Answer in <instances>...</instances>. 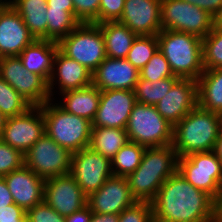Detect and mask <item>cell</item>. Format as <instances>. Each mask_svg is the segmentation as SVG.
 Segmentation results:
<instances>
[{"mask_svg": "<svg viewBox=\"0 0 222 222\" xmlns=\"http://www.w3.org/2000/svg\"><path fill=\"white\" fill-rule=\"evenodd\" d=\"M176 77L164 57L158 50L147 64L139 71V78L155 82L164 78Z\"/></svg>", "mask_w": 222, "mask_h": 222, "instance_id": "35", "label": "cell"}, {"mask_svg": "<svg viewBox=\"0 0 222 222\" xmlns=\"http://www.w3.org/2000/svg\"><path fill=\"white\" fill-rule=\"evenodd\" d=\"M35 40L19 13L6 0L0 6V58L18 56Z\"/></svg>", "mask_w": 222, "mask_h": 222, "instance_id": "17", "label": "cell"}, {"mask_svg": "<svg viewBox=\"0 0 222 222\" xmlns=\"http://www.w3.org/2000/svg\"><path fill=\"white\" fill-rule=\"evenodd\" d=\"M119 22L138 36L157 35L162 30L161 0H125Z\"/></svg>", "mask_w": 222, "mask_h": 222, "instance_id": "20", "label": "cell"}, {"mask_svg": "<svg viewBox=\"0 0 222 222\" xmlns=\"http://www.w3.org/2000/svg\"><path fill=\"white\" fill-rule=\"evenodd\" d=\"M0 76L31 106H41L51 100L48 82L28 71L19 56L0 58Z\"/></svg>", "mask_w": 222, "mask_h": 222, "instance_id": "11", "label": "cell"}, {"mask_svg": "<svg viewBox=\"0 0 222 222\" xmlns=\"http://www.w3.org/2000/svg\"><path fill=\"white\" fill-rule=\"evenodd\" d=\"M216 219H217L219 222H222V194H221L219 200L217 201Z\"/></svg>", "mask_w": 222, "mask_h": 222, "instance_id": "49", "label": "cell"}, {"mask_svg": "<svg viewBox=\"0 0 222 222\" xmlns=\"http://www.w3.org/2000/svg\"><path fill=\"white\" fill-rule=\"evenodd\" d=\"M195 188L216 202L222 194V164L214 151L196 152L178 158V169Z\"/></svg>", "mask_w": 222, "mask_h": 222, "instance_id": "8", "label": "cell"}, {"mask_svg": "<svg viewBox=\"0 0 222 222\" xmlns=\"http://www.w3.org/2000/svg\"><path fill=\"white\" fill-rule=\"evenodd\" d=\"M58 43L51 40H35L18 56L23 66L30 72L36 73L49 82L58 51Z\"/></svg>", "mask_w": 222, "mask_h": 222, "instance_id": "23", "label": "cell"}, {"mask_svg": "<svg viewBox=\"0 0 222 222\" xmlns=\"http://www.w3.org/2000/svg\"><path fill=\"white\" fill-rule=\"evenodd\" d=\"M128 142L129 138L125 129L92 127L88 148L112 160Z\"/></svg>", "mask_w": 222, "mask_h": 222, "instance_id": "28", "label": "cell"}, {"mask_svg": "<svg viewBox=\"0 0 222 222\" xmlns=\"http://www.w3.org/2000/svg\"><path fill=\"white\" fill-rule=\"evenodd\" d=\"M119 222H154L151 202L137 201L119 214Z\"/></svg>", "mask_w": 222, "mask_h": 222, "instance_id": "37", "label": "cell"}, {"mask_svg": "<svg viewBox=\"0 0 222 222\" xmlns=\"http://www.w3.org/2000/svg\"><path fill=\"white\" fill-rule=\"evenodd\" d=\"M198 106L222 115V69H208L197 79Z\"/></svg>", "mask_w": 222, "mask_h": 222, "instance_id": "27", "label": "cell"}, {"mask_svg": "<svg viewBox=\"0 0 222 222\" xmlns=\"http://www.w3.org/2000/svg\"><path fill=\"white\" fill-rule=\"evenodd\" d=\"M92 85V73L84 66L64 55L59 49L54 58L53 72L48 82L51 100L69 90Z\"/></svg>", "mask_w": 222, "mask_h": 222, "instance_id": "18", "label": "cell"}, {"mask_svg": "<svg viewBox=\"0 0 222 222\" xmlns=\"http://www.w3.org/2000/svg\"><path fill=\"white\" fill-rule=\"evenodd\" d=\"M154 222H211L217 202L195 188L177 170L159 188L151 201Z\"/></svg>", "mask_w": 222, "mask_h": 222, "instance_id": "1", "label": "cell"}, {"mask_svg": "<svg viewBox=\"0 0 222 222\" xmlns=\"http://www.w3.org/2000/svg\"><path fill=\"white\" fill-rule=\"evenodd\" d=\"M178 169L172 145L146 148L140 165L126 178L137 201L151 202L161 185Z\"/></svg>", "mask_w": 222, "mask_h": 222, "instance_id": "3", "label": "cell"}, {"mask_svg": "<svg viewBox=\"0 0 222 222\" xmlns=\"http://www.w3.org/2000/svg\"><path fill=\"white\" fill-rule=\"evenodd\" d=\"M157 51V35L137 36L125 59L140 71Z\"/></svg>", "mask_w": 222, "mask_h": 222, "instance_id": "32", "label": "cell"}, {"mask_svg": "<svg viewBox=\"0 0 222 222\" xmlns=\"http://www.w3.org/2000/svg\"><path fill=\"white\" fill-rule=\"evenodd\" d=\"M6 0H0V6L5 2Z\"/></svg>", "mask_w": 222, "mask_h": 222, "instance_id": "51", "label": "cell"}, {"mask_svg": "<svg viewBox=\"0 0 222 222\" xmlns=\"http://www.w3.org/2000/svg\"><path fill=\"white\" fill-rule=\"evenodd\" d=\"M213 28L222 29V6L213 16Z\"/></svg>", "mask_w": 222, "mask_h": 222, "instance_id": "48", "label": "cell"}, {"mask_svg": "<svg viewBox=\"0 0 222 222\" xmlns=\"http://www.w3.org/2000/svg\"><path fill=\"white\" fill-rule=\"evenodd\" d=\"M101 91L90 85L76 90H69L58 95L54 101L66 112L92 122L98 110Z\"/></svg>", "mask_w": 222, "mask_h": 222, "instance_id": "24", "label": "cell"}, {"mask_svg": "<svg viewBox=\"0 0 222 222\" xmlns=\"http://www.w3.org/2000/svg\"><path fill=\"white\" fill-rule=\"evenodd\" d=\"M213 151L219 159H222V130L219 133V136L216 140V144Z\"/></svg>", "mask_w": 222, "mask_h": 222, "instance_id": "47", "label": "cell"}, {"mask_svg": "<svg viewBox=\"0 0 222 222\" xmlns=\"http://www.w3.org/2000/svg\"><path fill=\"white\" fill-rule=\"evenodd\" d=\"M32 106L0 76V110L7 117L25 113Z\"/></svg>", "mask_w": 222, "mask_h": 222, "instance_id": "33", "label": "cell"}, {"mask_svg": "<svg viewBox=\"0 0 222 222\" xmlns=\"http://www.w3.org/2000/svg\"><path fill=\"white\" fill-rule=\"evenodd\" d=\"M146 147L128 142L124 145L111 160L114 176L127 177L140 165Z\"/></svg>", "mask_w": 222, "mask_h": 222, "instance_id": "30", "label": "cell"}, {"mask_svg": "<svg viewBox=\"0 0 222 222\" xmlns=\"http://www.w3.org/2000/svg\"><path fill=\"white\" fill-rule=\"evenodd\" d=\"M125 130L130 142L146 148L168 146L173 142V126L153 105L136 102Z\"/></svg>", "mask_w": 222, "mask_h": 222, "instance_id": "6", "label": "cell"}, {"mask_svg": "<svg viewBox=\"0 0 222 222\" xmlns=\"http://www.w3.org/2000/svg\"><path fill=\"white\" fill-rule=\"evenodd\" d=\"M136 102L133 90L101 91L99 106L92 120V127L125 129Z\"/></svg>", "mask_w": 222, "mask_h": 222, "instance_id": "15", "label": "cell"}, {"mask_svg": "<svg viewBox=\"0 0 222 222\" xmlns=\"http://www.w3.org/2000/svg\"><path fill=\"white\" fill-rule=\"evenodd\" d=\"M72 154L46 133L24 154V165L47 179L70 173Z\"/></svg>", "mask_w": 222, "mask_h": 222, "instance_id": "10", "label": "cell"}, {"mask_svg": "<svg viewBox=\"0 0 222 222\" xmlns=\"http://www.w3.org/2000/svg\"><path fill=\"white\" fill-rule=\"evenodd\" d=\"M157 40L158 50L168 61L173 74L180 79L197 81L204 72L202 38L162 29Z\"/></svg>", "mask_w": 222, "mask_h": 222, "instance_id": "4", "label": "cell"}, {"mask_svg": "<svg viewBox=\"0 0 222 222\" xmlns=\"http://www.w3.org/2000/svg\"><path fill=\"white\" fill-rule=\"evenodd\" d=\"M125 0H100L98 24L119 21L124 9Z\"/></svg>", "mask_w": 222, "mask_h": 222, "instance_id": "40", "label": "cell"}, {"mask_svg": "<svg viewBox=\"0 0 222 222\" xmlns=\"http://www.w3.org/2000/svg\"><path fill=\"white\" fill-rule=\"evenodd\" d=\"M27 222H65V217L61 216L51 206L44 201L26 211Z\"/></svg>", "mask_w": 222, "mask_h": 222, "instance_id": "39", "label": "cell"}, {"mask_svg": "<svg viewBox=\"0 0 222 222\" xmlns=\"http://www.w3.org/2000/svg\"><path fill=\"white\" fill-rule=\"evenodd\" d=\"M137 202L131 193L126 177H109L105 183L87 197L92 213L119 215L124 209Z\"/></svg>", "mask_w": 222, "mask_h": 222, "instance_id": "16", "label": "cell"}, {"mask_svg": "<svg viewBox=\"0 0 222 222\" xmlns=\"http://www.w3.org/2000/svg\"><path fill=\"white\" fill-rule=\"evenodd\" d=\"M222 130V115L198 105L173 127L172 147L177 157L213 151Z\"/></svg>", "mask_w": 222, "mask_h": 222, "instance_id": "2", "label": "cell"}, {"mask_svg": "<svg viewBox=\"0 0 222 222\" xmlns=\"http://www.w3.org/2000/svg\"><path fill=\"white\" fill-rule=\"evenodd\" d=\"M197 105V81L179 78L155 107L158 113L174 127Z\"/></svg>", "mask_w": 222, "mask_h": 222, "instance_id": "19", "label": "cell"}, {"mask_svg": "<svg viewBox=\"0 0 222 222\" xmlns=\"http://www.w3.org/2000/svg\"><path fill=\"white\" fill-rule=\"evenodd\" d=\"M98 25L104 37L106 56L115 59L126 58L138 35L119 21H109Z\"/></svg>", "mask_w": 222, "mask_h": 222, "instance_id": "26", "label": "cell"}, {"mask_svg": "<svg viewBox=\"0 0 222 222\" xmlns=\"http://www.w3.org/2000/svg\"><path fill=\"white\" fill-rule=\"evenodd\" d=\"M59 50L91 73L105 60L104 37L98 24L80 23L58 42Z\"/></svg>", "mask_w": 222, "mask_h": 222, "instance_id": "7", "label": "cell"}, {"mask_svg": "<svg viewBox=\"0 0 222 222\" xmlns=\"http://www.w3.org/2000/svg\"><path fill=\"white\" fill-rule=\"evenodd\" d=\"M139 71L125 58L106 57L92 72V85L100 91L133 90L138 82Z\"/></svg>", "mask_w": 222, "mask_h": 222, "instance_id": "21", "label": "cell"}, {"mask_svg": "<svg viewBox=\"0 0 222 222\" xmlns=\"http://www.w3.org/2000/svg\"><path fill=\"white\" fill-rule=\"evenodd\" d=\"M45 133L71 153L89 146L92 122L66 112L54 100L41 105Z\"/></svg>", "mask_w": 222, "mask_h": 222, "instance_id": "5", "label": "cell"}, {"mask_svg": "<svg viewBox=\"0 0 222 222\" xmlns=\"http://www.w3.org/2000/svg\"><path fill=\"white\" fill-rule=\"evenodd\" d=\"M16 205L25 211L43 202L45 179L23 165L3 176Z\"/></svg>", "mask_w": 222, "mask_h": 222, "instance_id": "22", "label": "cell"}, {"mask_svg": "<svg viewBox=\"0 0 222 222\" xmlns=\"http://www.w3.org/2000/svg\"><path fill=\"white\" fill-rule=\"evenodd\" d=\"M36 40H47V0H7Z\"/></svg>", "mask_w": 222, "mask_h": 222, "instance_id": "25", "label": "cell"}, {"mask_svg": "<svg viewBox=\"0 0 222 222\" xmlns=\"http://www.w3.org/2000/svg\"><path fill=\"white\" fill-rule=\"evenodd\" d=\"M74 15L80 23L98 24L100 0H73Z\"/></svg>", "mask_w": 222, "mask_h": 222, "instance_id": "38", "label": "cell"}, {"mask_svg": "<svg viewBox=\"0 0 222 222\" xmlns=\"http://www.w3.org/2000/svg\"><path fill=\"white\" fill-rule=\"evenodd\" d=\"M214 16L222 6V0H183Z\"/></svg>", "mask_w": 222, "mask_h": 222, "instance_id": "42", "label": "cell"}, {"mask_svg": "<svg viewBox=\"0 0 222 222\" xmlns=\"http://www.w3.org/2000/svg\"><path fill=\"white\" fill-rule=\"evenodd\" d=\"M47 17V40L57 43L80 24L75 18L74 11L47 7Z\"/></svg>", "mask_w": 222, "mask_h": 222, "instance_id": "29", "label": "cell"}, {"mask_svg": "<svg viewBox=\"0 0 222 222\" xmlns=\"http://www.w3.org/2000/svg\"><path fill=\"white\" fill-rule=\"evenodd\" d=\"M24 165V155L0 139V177Z\"/></svg>", "mask_w": 222, "mask_h": 222, "instance_id": "36", "label": "cell"}, {"mask_svg": "<svg viewBox=\"0 0 222 222\" xmlns=\"http://www.w3.org/2000/svg\"><path fill=\"white\" fill-rule=\"evenodd\" d=\"M0 222H27L26 211L12 203L0 209Z\"/></svg>", "mask_w": 222, "mask_h": 222, "instance_id": "41", "label": "cell"}, {"mask_svg": "<svg viewBox=\"0 0 222 222\" xmlns=\"http://www.w3.org/2000/svg\"><path fill=\"white\" fill-rule=\"evenodd\" d=\"M91 222H119V215L92 213Z\"/></svg>", "mask_w": 222, "mask_h": 222, "instance_id": "46", "label": "cell"}, {"mask_svg": "<svg viewBox=\"0 0 222 222\" xmlns=\"http://www.w3.org/2000/svg\"><path fill=\"white\" fill-rule=\"evenodd\" d=\"M92 211L89 206L86 205L81 210L75 211L69 216L65 217V222H91Z\"/></svg>", "mask_w": 222, "mask_h": 222, "instance_id": "43", "label": "cell"}, {"mask_svg": "<svg viewBox=\"0 0 222 222\" xmlns=\"http://www.w3.org/2000/svg\"><path fill=\"white\" fill-rule=\"evenodd\" d=\"M178 79V77H169L150 82L147 79L138 78L134 89L136 101L146 105L156 106Z\"/></svg>", "mask_w": 222, "mask_h": 222, "instance_id": "31", "label": "cell"}, {"mask_svg": "<svg viewBox=\"0 0 222 222\" xmlns=\"http://www.w3.org/2000/svg\"><path fill=\"white\" fill-rule=\"evenodd\" d=\"M70 174L88 197L113 175L111 160L87 147L72 154Z\"/></svg>", "mask_w": 222, "mask_h": 222, "instance_id": "12", "label": "cell"}, {"mask_svg": "<svg viewBox=\"0 0 222 222\" xmlns=\"http://www.w3.org/2000/svg\"><path fill=\"white\" fill-rule=\"evenodd\" d=\"M47 6L51 7V9L74 11L73 0H47Z\"/></svg>", "mask_w": 222, "mask_h": 222, "instance_id": "45", "label": "cell"}, {"mask_svg": "<svg viewBox=\"0 0 222 222\" xmlns=\"http://www.w3.org/2000/svg\"><path fill=\"white\" fill-rule=\"evenodd\" d=\"M44 133L41 107L32 106L21 115L7 118L0 139L24 155Z\"/></svg>", "mask_w": 222, "mask_h": 222, "instance_id": "13", "label": "cell"}, {"mask_svg": "<svg viewBox=\"0 0 222 222\" xmlns=\"http://www.w3.org/2000/svg\"><path fill=\"white\" fill-rule=\"evenodd\" d=\"M6 121H7V117L0 110V138H1L2 133H3V129L6 125Z\"/></svg>", "mask_w": 222, "mask_h": 222, "instance_id": "50", "label": "cell"}, {"mask_svg": "<svg viewBox=\"0 0 222 222\" xmlns=\"http://www.w3.org/2000/svg\"><path fill=\"white\" fill-rule=\"evenodd\" d=\"M204 70L222 69V29L213 28L202 38Z\"/></svg>", "mask_w": 222, "mask_h": 222, "instance_id": "34", "label": "cell"}, {"mask_svg": "<svg viewBox=\"0 0 222 222\" xmlns=\"http://www.w3.org/2000/svg\"><path fill=\"white\" fill-rule=\"evenodd\" d=\"M43 201L66 217L84 208L87 196L69 173L45 179Z\"/></svg>", "mask_w": 222, "mask_h": 222, "instance_id": "14", "label": "cell"}, {"mask_svg": "<svg viewBox=\"0 0 222 222\" xmlns=\"http://www.w3.org/2000/svg\"><path fill=\"white\" fill-rule=\"evenodd\" d=\"M12 203H14L12 194L8 189L5 179L0 177V209Z\"/></svg>", "mask_w": 222, "mask_h": 222, "instance_id": "44", "label": "cell"}, {"mask_svg": "<svg viewBox=\"0 0 222 222\" xmlns=\"http://www.w3.org/2000/svg\"><path fill=\"white\" fill-rule=\"evenodd\" d=\"M161 25L164 30L204 38L213 29V16L183 0H161Z\"/></svg>", "mask_w": 222, "mask_h": 222, "instance_id": "9", "label": "cell"}]
</instances>
